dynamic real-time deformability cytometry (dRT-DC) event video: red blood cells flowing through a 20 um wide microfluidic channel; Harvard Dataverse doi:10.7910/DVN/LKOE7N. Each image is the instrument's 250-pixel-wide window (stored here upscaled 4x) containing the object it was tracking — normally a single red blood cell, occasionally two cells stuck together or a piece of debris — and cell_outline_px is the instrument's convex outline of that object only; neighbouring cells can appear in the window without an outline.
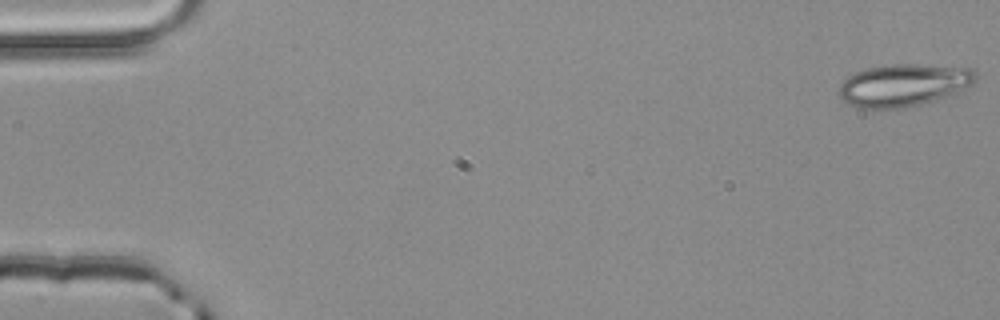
{"species": "common noctule bat (a hibernating species)", "species_latin": "Nyctalus noctula", "temperature_condition": "room temperature", "stored_images_in_passage": 5, "camera_frame_rate_fps": 3000, "um_per_image_px": 0.085, "animal": {"sex": "male", "body_mass_g": 20.4}, "frame": {"image": 1, "passage_image": 1, "time_ms": 0.0, "image_size_px": [1000, 320], "cell_outline_px": [[976, 84], [952, 96], [904, 108], [856, 108], [840, 100], [836, 92], [840, 84], [848, 76], [856, 72], [868, 68], [884, 64], [916, 64], [972, 68], [976, 72]], "centroid_in_image_um": [76.82, 7.24], "position_along_channel_um": 8.2, "area_um2": 34.56}}
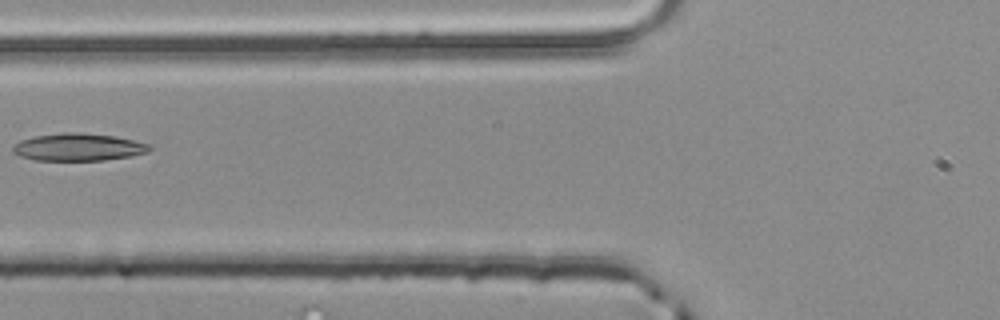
{"frame": {"image": 2, "passage_image": 5, "time_ms": 1.333, "image_size_px": [1000, 320], "cell_outline_px": [[152, 148], [148, 152], [132, 156], [104, 160], [36, 160], [20, 156], [12, 152], [12, 148], [20, 140], [32, 136], [64, 132], [80, 132], [112, 136], [152, 144]], "centroid_in_image_um": [6.66, 12.5], "position_along_channel_um": 119.1, "area_um2": 21.91}}